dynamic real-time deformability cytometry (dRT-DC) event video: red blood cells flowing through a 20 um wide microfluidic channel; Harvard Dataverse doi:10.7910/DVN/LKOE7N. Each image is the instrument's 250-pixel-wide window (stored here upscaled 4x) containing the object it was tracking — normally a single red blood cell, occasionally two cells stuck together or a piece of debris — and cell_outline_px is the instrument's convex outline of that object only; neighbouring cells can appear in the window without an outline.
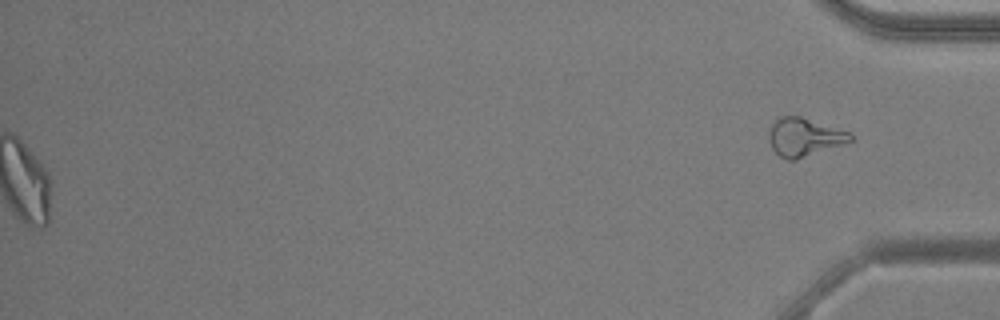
{"species": "common noctule bat (a hibernating species)", "species_latin": "Nyctalus noctula", "temperature_condition": "warm", "stored_images_in_passage": 53, "segment_of_instrument_passage": [2, 2], "camera_frame_rate_fps": 3000, "um_per_image_px": 0.085, "animal": {"sex": "male", "body_mass_g": 20.5, "forearm_length_mm": 52.5}, "frame": {"image": 1, "passage_image": 53, "time_ms": 17.333, "image_size_px": [1000, 320], "cell_outline_px": [[852, 140], [844, 144], [792, 160], [788, 160], [780, 156], [772, 148], [768, 140], [768, 132], [772, 124], [780, 116], [800, 116], [852, 132]], "centroid_in_image_um": [68.36, 11.63], "position_along_channel_um": 366.8, "area_um2": 18.03}}